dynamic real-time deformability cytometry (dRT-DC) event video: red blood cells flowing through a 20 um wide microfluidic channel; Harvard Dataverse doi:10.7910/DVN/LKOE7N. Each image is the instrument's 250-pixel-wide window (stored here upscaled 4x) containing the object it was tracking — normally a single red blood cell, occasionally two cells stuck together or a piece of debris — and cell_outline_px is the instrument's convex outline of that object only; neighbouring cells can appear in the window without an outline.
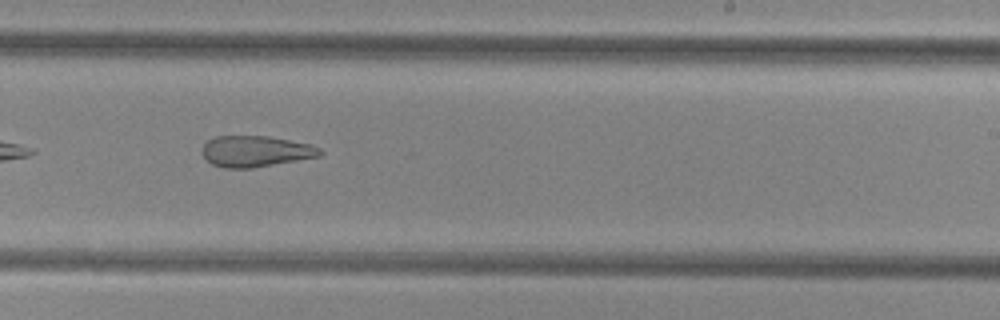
{"species": "common noctule bat (a hibernating species)", "species_latin": "Nyctalus noctula", "temperature_condition": "cold", "stored_images_in_passage": 34, "camera_frame_rate_fps": 3000, "um_per_image_px": 0.085, "animal": {"sex": "female", "body_mass_g": 29.2, "forearm_length_mm": 56.3}, "frame": {"image": 1, "passage_image": 15, "time_ms": 4.667, "image_size_px": [1000, 320], "cell_outline_px": [[324, 152], [320, 156], [252, 168], [224, 168], [212, 164], [204, 156], [204, 144], [208, 140], [216, 136], [268, 136], [312, 144], [320, 148]], "centroid_in_image_um": [21.77, 12.86], "position_along_channel_um": 267.2, "area_um2": 21.21}}